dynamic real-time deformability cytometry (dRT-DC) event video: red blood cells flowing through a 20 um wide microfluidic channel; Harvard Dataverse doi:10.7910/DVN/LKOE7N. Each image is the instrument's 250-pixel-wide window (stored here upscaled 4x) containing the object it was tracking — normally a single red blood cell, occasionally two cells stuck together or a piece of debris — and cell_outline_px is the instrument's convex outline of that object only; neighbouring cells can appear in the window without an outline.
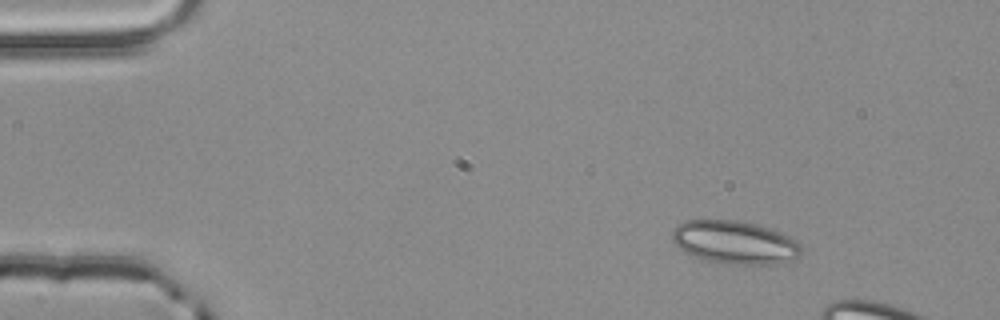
{"species": "common noctule bat (a hibernating species)", "species_latin": "Nyctalus noctula", "temperature_condition": "room temperature", "stored_images_in_passage": 5, "camera_frame_rate_fps": 3000, "um_per_image_px": 0.085, "animal": {"sex": "male", "body_mass_g": 20.4}, "frame": {"image": 1, "passage_image": 1, "time_ms": 0.0, "image_size_px": [1000, 320], "cell_outline_px": [[800, 256], [792, 260], [776, 264], [724, 264], [708, 260], [684, 252], [672, 240], [672, 232], [676, 224], [684, 220], [736, 220], [756, 224], [768, 228], [788, 236], [796, 240], [800, 244]], "centroid_in_image_um": [62.44, 20.6], "position_along_channel_um": 22.6, "area_um2": 32.37}}